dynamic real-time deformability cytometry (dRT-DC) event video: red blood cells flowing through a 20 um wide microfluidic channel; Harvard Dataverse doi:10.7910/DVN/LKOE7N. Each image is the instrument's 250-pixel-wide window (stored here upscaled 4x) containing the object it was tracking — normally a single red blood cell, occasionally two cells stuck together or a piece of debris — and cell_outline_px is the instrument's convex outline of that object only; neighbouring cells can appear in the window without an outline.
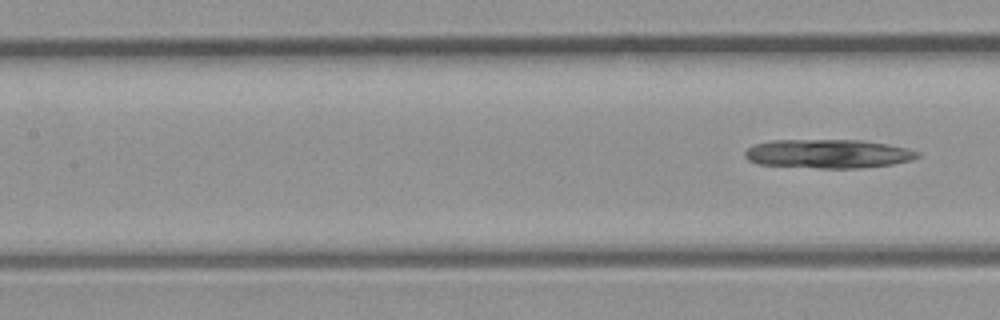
{"species": "common noctule bat (a hibernating species)", "species_latin": "Nyctalus noctula", "temperature_condition": "room temperature", "stored_images_in_passage": 5, "segment_of_instrument_passage": [2, 2], "camera_frame_rate_fps": 3000, "um_per_image_px": 0.085, "animal": {"sex": "male", "body_mass_g": 23.1, "forearm_length_mm": 52.7}, "frame": {"image": 1, "passage_image": 5, "time_ms": 1.333, "image_size_px": [1000, 320], "cell_outline_px": [[920, 156], [912, 160], [892, 164], [860, 168], [820, 168], [756, 164], [748, 160], [744, 156], [744, 152], [748, 148], [756, 144], [772, 140], [860, 140], [888, 144], [908, 148], [920, 152]], "centroid_in_image_um": [70.4, 13.07], "position_along_channel_um": 137.0, "area_um2": 29.13}}